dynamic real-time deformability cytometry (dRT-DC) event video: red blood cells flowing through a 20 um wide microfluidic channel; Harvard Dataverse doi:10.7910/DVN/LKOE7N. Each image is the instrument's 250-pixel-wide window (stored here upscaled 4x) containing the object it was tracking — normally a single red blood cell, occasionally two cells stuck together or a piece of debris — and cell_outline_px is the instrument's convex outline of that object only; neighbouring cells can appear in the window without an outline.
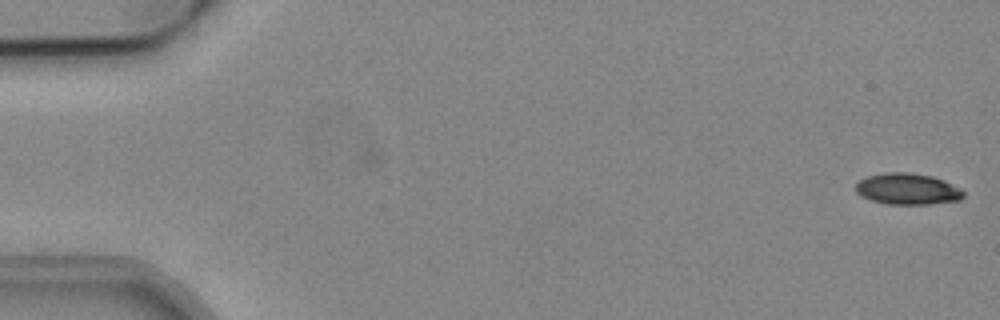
{"species": "common noctule bat (a hibernating species)", "species_latin": "Nyctalus noctula", "temperature_condition": "cold", "stored_images_in_passage": 54, "camera_frame_rate_fps": 3000, "um_per_image_px": 0.085, "animal": {"sex": "male", "body_mass_g": 19.2, "forearm_length_mm": 51.8}, "frame": {"image": 1, "passage_image": 1, "time_ms": 0.0, "image_size_px": [1000, 320], "cell_outline_px": [[964, 196], [960, 200], [928, 204], [888, 204], [872, 200], [860, 196], [856, 192], [856, 184], [860, 180], [868, 176], [884, 172], [908, 172], [932, 176], [944, 180], [960, 188], [964, 192]], "centroid_in_image_um": [77.14, 16.06], "position_along_channel_um": 7.9, "area_um2": 19.65}}
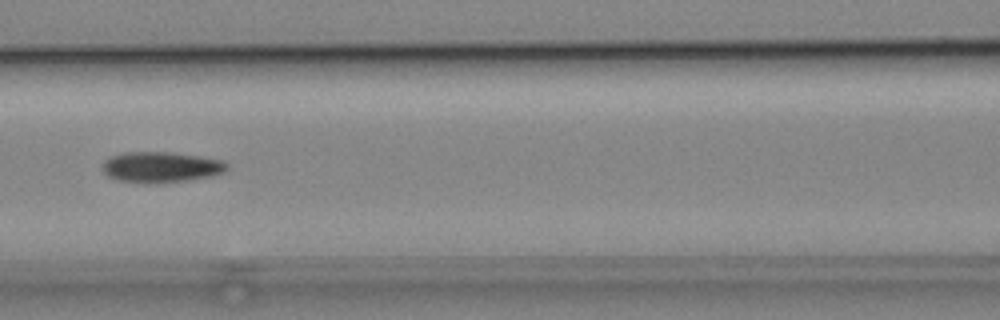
{"frame": {"image": 2, "passage_image": 24, "time_ms": 7.667, "image_size_px": [1000, 320], "cell_outline_px": [[228, 168], [224, 172], [212, 176], [188, 180], [120, 180], [108, 176], [104, 172], [104, 160], [108, 156], [124, 152], [168, 152], [224, 160], [228, 164]], "centroid_in_image_um": [13.72, 14.15], "position_along_channel_um": 152.9, "area_um2": 21.27}}
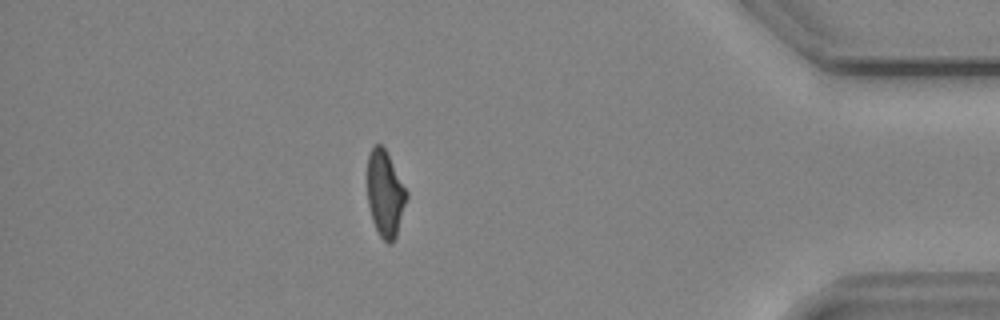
{"frame": {"image": 3, "passage_image": 47, "time_ms": 15.333, "image_size_px": [1000, 320], "cell_outline_px": [[408, 196], [396, 236], [392, 244], [388, 244], [380, 236], [372, 220], [368, 204], [368, 156], [372, 148], [376, 144], [380, 144], [384, 148], [408, 192]], "centroid_in_image_um": [32.74, 16.5], "position_along_channel_um": 402.5, "area_um2": 19.42}, "authors_computed_cell_mechanics": {"area_um2": 21.0681, "velocity_mm_per_s": 3.8305, "shape_relaxation_time_tau1_ms": 8.2571, "shape_relaxation_time_tau2_ms": 4.1811, "deformation_change_tau1": 0.1846, "deformation_change_tau2": 0.1167}}